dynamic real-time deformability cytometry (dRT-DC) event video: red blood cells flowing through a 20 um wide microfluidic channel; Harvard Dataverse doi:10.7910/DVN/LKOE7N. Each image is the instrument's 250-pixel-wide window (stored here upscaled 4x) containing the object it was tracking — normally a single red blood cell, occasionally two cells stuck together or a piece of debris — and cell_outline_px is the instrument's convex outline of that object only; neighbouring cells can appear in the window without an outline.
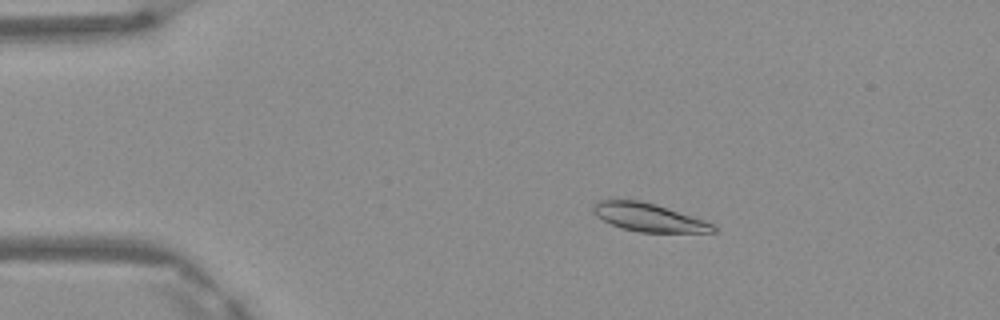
{"species": "Egyptian fruit bat (a non-hibernating species)", "species_latin": "Rousettus aegyptiacus", "temperature_condition": "warm", "stored_images_in_passage": 3, "camera_frame_rate_fps": 3000, "um_per_image_px": 0.085, "frame": {"image": 1, "passage_image": 2, "time_ms": 0.333, "image_size_px": [1000, 320], "cell_outline_px": [[716, 232], [640, 232], [620, 228], [596, 216], [592, 212], [592, 208], [600, 200], [640, 200], [656, 204], [704, 220], [712, 224], [716, 228]], "centroid_in_image_um": [55.12, 18.48], "position_along_channel_um": 29.9, "area_um2": 19.48}}